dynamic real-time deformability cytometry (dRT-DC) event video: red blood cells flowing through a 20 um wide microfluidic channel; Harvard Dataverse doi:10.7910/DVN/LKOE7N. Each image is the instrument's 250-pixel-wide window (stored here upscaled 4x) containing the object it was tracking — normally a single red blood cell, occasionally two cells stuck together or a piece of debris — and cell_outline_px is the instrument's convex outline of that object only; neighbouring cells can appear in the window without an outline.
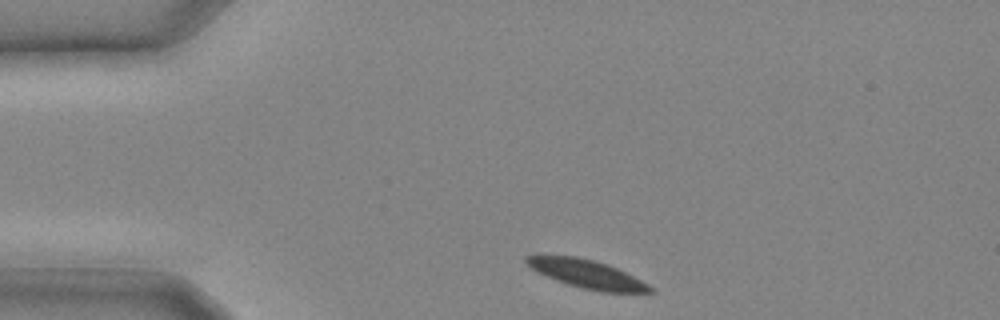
{"species": "common noctule bat (a hibernating species)", "species_latin": "Nyctalus noctula", "temperature_condition": "cold", "stored_images_in_passage": 11, "camera_frame_rate_fps": 3000, "um_per_image_px": 0.085, "animal": {"sex": "male", "body_mass_g": 20.4}, "frame": {"image": 1, "passage_image": 1, "time_ms": 0.0, "image_size_px": [1000, 320], "cell_outline_px": [[656, 292], [600, 292], [580, 288], [556, 280], [536, 272], [524, 260], [524, 256], [576, 256], [608, 264], [648, 284]], "centroid_in_image_um": [49.88, 23.3], "position_along_channel_um": 35.1, "area_um2": 20.11}}
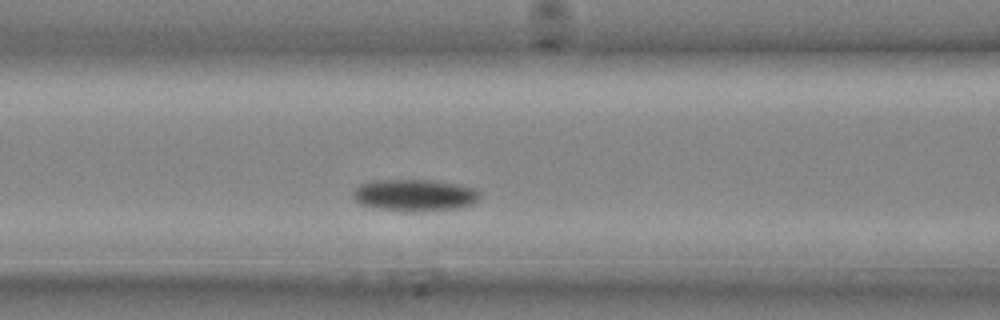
{"frame": {"image": 2, "passage_image": 7, "time_ms": 2.0, "image_size_px": [1000, 320], "cell_outline_px": [[480, 196], [476, 204], [460, 208], [428, 212], [416, 212], [376, 208], [360, 204], [352, 196], [352, 192], [360, 184], [372, 180], [424, 180], [452, 184], [476, 188], [480, 192]], "centroid_in_image_um": [35.27, 16.61], "position_along_channel_um": 131.3, "area_um2": 23.76}}
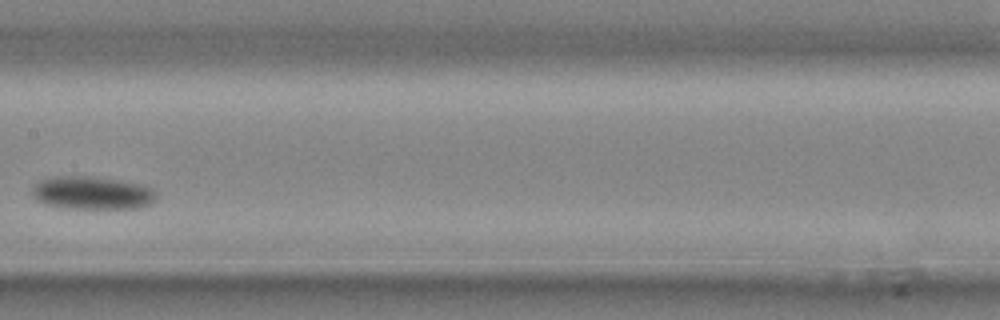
{"frame": {"image": 3, "passage_image": 10, "time_ms": 3.0, "image_size_px": [1000, 320], "cell_outline_px": [[156, 200], [152, 204], [140, 208], [64, 208], [44, 204], [36, 200], [32, 196], [32, 188], [40, 180], [52, 176], [88, 176], [124, 180], [148, 184], [156, 192]], "centroid_in_image_um": [7.89, 16.39], "position_along_channel_um": 199.5, "area_um2": 24.51}}